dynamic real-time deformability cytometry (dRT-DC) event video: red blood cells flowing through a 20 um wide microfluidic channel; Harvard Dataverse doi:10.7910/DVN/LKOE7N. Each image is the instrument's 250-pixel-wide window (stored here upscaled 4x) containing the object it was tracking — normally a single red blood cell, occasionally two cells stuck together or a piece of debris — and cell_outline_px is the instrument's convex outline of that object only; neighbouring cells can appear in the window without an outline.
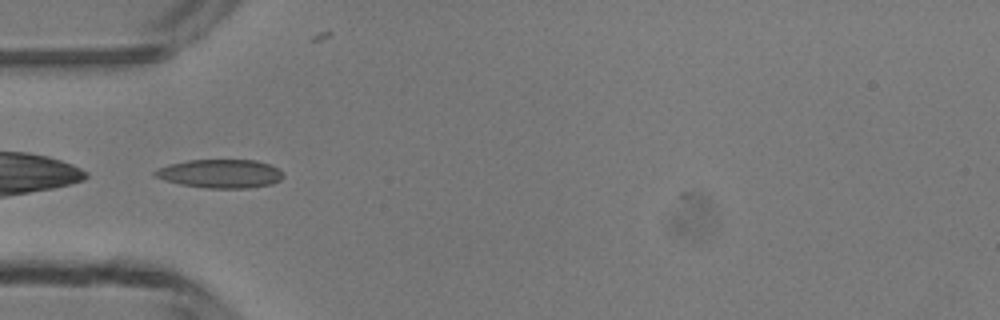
{"species": "common noctule bat (a hibernating species)", "species_latin": "Nyctalus noctula", "temperature_condition": "room temperature", "stored_images_in_passage": 31, "camera_frame_rate_fps": 3000, "um_per_image_px": 0.085, "animal": {"sex": "male", "body_mass_g": 13.3}, "frame": {"image": 1, "passage_image": 1, "time_ms": 0.0, "image_size_px": [1000, 320], "cell_outline_px": [[284, 176], [280, 180], [272, 184], [248, 188], [208, 188], [180, 184], [164, 180], [152, 176], [152, 172], [156, 168], [168, 164], [188, 160], [256, 160], [268, 164], [276, 168]], "centroid_in_image_um": [18.66, 14.76], "position_along_channel_um": 66.3, "area_um2": 21.44}}
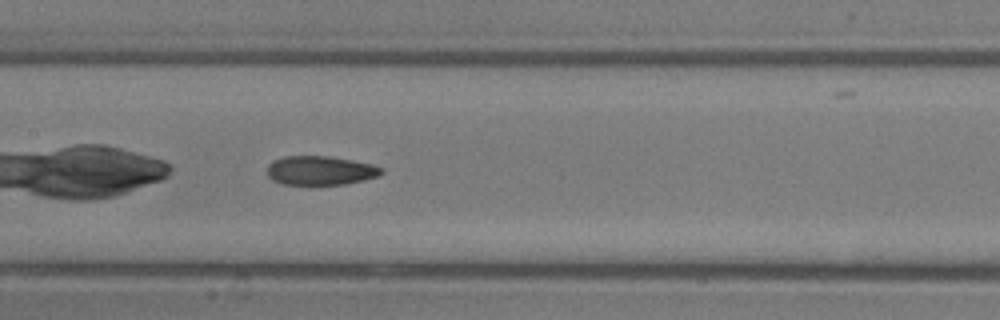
{"frame": {"image": 2, "passage_image": 9, "time_ms": 2.667, "image_size_px": [1000, 320], "cell_outline_px": [[384, 172], [380, 176], [364, 180], [344, 184], [284, 184], [272, 180], [268, 176], [268, 164], [272, 160], [284, 156], [328, 156], [352, 160], [372, 164], [384, 168]], "centroid_in_image_um": [27.25, 14.48], "position_along_channel_um": 180.1, "area_um2": 19.42}}
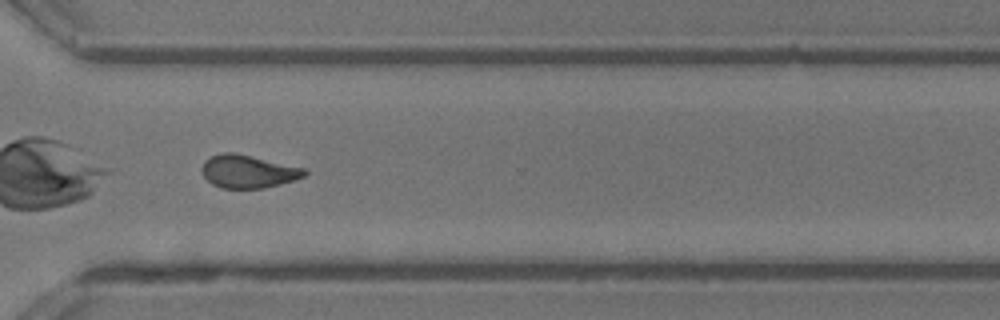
{"frame": {"image": 3, "passage_image": 21, "time_ms": 6.667, "image_size_px": [1000, 320], "cell_outline_px": [[308, 172], [304, 176], [280, 184], [264, 188], [220, 188], [212, 184], [204, 176], [200, 168], [204, 160], [212, 156], [224, 152], [232, 152], [304, 168]], "centroid_in_image_um": [21.04, 14.58], "position_along_channel_um": 349.6, "area_um2": 19.48}, "authors_computed_cell_mechanics": {"area_um2": 19.941, "velocity_mm_per_s": 4.241, "shape_relaxation_time_tau1_ms": null, "shape_relaxation_time_tau2_ms": 2.7406, "deformation_change_tau1": null, "deformation_change_tau2": 0.0913}}